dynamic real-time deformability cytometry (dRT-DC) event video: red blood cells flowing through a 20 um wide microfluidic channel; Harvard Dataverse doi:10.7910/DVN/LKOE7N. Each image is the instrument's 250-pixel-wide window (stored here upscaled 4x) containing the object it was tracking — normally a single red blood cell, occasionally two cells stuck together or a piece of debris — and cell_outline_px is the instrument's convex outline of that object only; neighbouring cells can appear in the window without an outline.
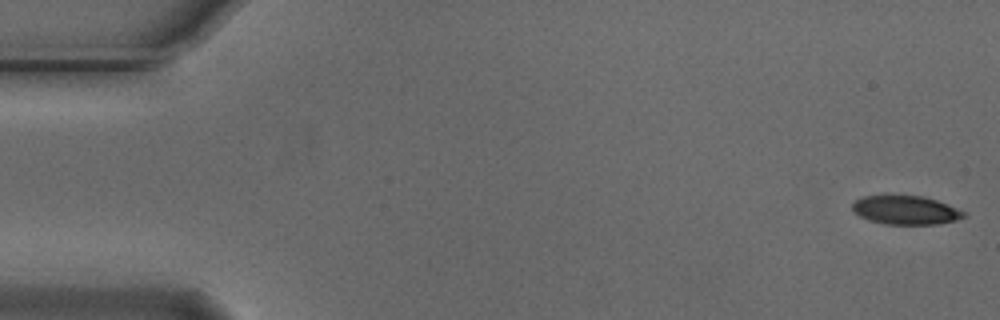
{"species": "Egyptian fruit bat (a non-hibernating species)", "species_latin": "Rousettus aegyptiacus", "temperature_condition": "cold", "stored_images_in_passage": 18, "camera_frame_rate_fps": 3000, "um_per_image_px": 0.085, "animal": {"sex": "male"}, "frame": {"image": 1, "passage_image": 1, "time_ms": 0.0, "image_size_px": [1000, 320], "cell_outline_px": [[968, 216], [956, 220], [936, 224], [884, 224], [868, 220], [860, 216], [852, 208], [852, 204], [856, 200], [864, 196], [924, 196], [936, 200], [956, 208], [964, 212]], "centroid_in_image_um": [76.99, 17.87], "position_along_channel_um": 8.0, "area_um2": 18.44}}
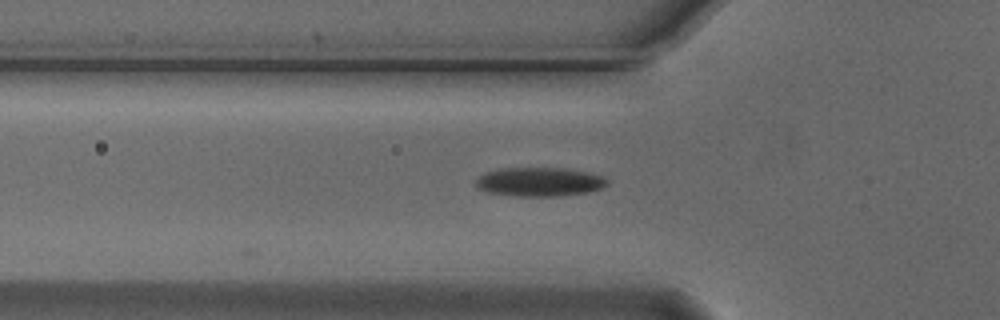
{"frame": {"image": 2, "passage_image": 18, "time_ms": 5.667, "image_size_px": [1000, 320], "cell_outline_px": [[608, 184], [600, 188], [588, 192], [560, 196], [520, 196], [488, 192], [480, 188], [476, 184], [476, 180], [484, 172], [504, 168], [564, 168], [588, 172], [604, 176], [608, 180]], "centroid_in_image_um": [45.89, 15.45], "position_along_channel_um": 79.9, "area_um2": 22.02}}